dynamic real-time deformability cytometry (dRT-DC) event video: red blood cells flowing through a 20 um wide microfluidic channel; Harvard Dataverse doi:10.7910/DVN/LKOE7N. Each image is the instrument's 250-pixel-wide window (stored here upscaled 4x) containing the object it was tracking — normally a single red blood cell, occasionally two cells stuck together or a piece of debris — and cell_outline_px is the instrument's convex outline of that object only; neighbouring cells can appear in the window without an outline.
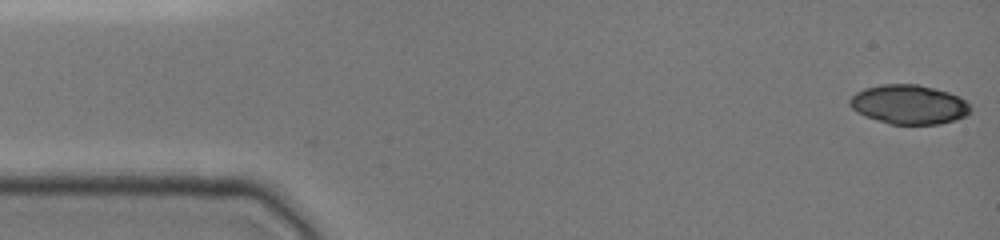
{"species": "common noctule bat (a hibernating species)", "species_latin": "Nyctalus noctula", "temperature_condition": "cold", "stored_images_in_passage": 6, "camera_frame_rate_fps": 3000, "um_per_image_px": 0.085, "animal": {"sex": "female", "body_mass_g": 19.0, "forearm_length_mm": 51.5}, "frame": {"image": 1, "passage_image": 1, "time_ms": 0.0, "image_size_px": [1000, 240], "cell_outline_px": [[972, 108], [964, 116], [952, 120], [936, 124], [892, 124], [868, 116], [852, 108], [848, 104], [848, 100], [856, 92], [868, 88], [884, 84], [916, 84], [948, 92], [964, 100]], "centroid_in_image_um": [77.25, 8.87], "position_along_channel_um": 7.8, "area_um2": 26.88}}